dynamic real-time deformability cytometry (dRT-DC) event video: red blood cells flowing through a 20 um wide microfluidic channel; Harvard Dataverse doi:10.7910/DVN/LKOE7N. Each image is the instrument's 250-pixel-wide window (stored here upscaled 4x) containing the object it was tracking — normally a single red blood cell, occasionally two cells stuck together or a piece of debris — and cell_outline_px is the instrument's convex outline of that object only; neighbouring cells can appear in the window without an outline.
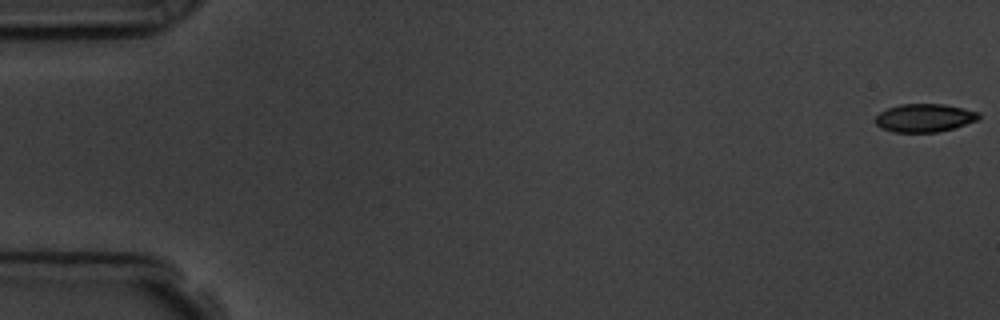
{"species": "common noctule bat (a hibernating species)", "species_latin": "Nyctalus noctula", "temperature_condition": "room temperature", "stored_images_in_passage": 5, "camera_frame_rate_fps": 3000, "um_per_image_px": 0.085, "animal": {"sex": "male", "body_mass_g": 19.5, "forearm_length_mm": 54.6}, "frame": {"image": 1, "passage_image": 1, "time_ms": 0.0, "image_size_px": [1000, 320], "cell_outline_px": [[980, 116], [976, 120], [952, 128], [936, 132], [892, 132], [880, 128], [876, 124], [876, 116], [880, 112], [888, 108], [900, 104], [944, 104], [964, 108], [980, 112]], "centroid_in_image_um": [78.56, 10.01], "position_along_channel_um": 6.4, "area_um2": 16.88}}